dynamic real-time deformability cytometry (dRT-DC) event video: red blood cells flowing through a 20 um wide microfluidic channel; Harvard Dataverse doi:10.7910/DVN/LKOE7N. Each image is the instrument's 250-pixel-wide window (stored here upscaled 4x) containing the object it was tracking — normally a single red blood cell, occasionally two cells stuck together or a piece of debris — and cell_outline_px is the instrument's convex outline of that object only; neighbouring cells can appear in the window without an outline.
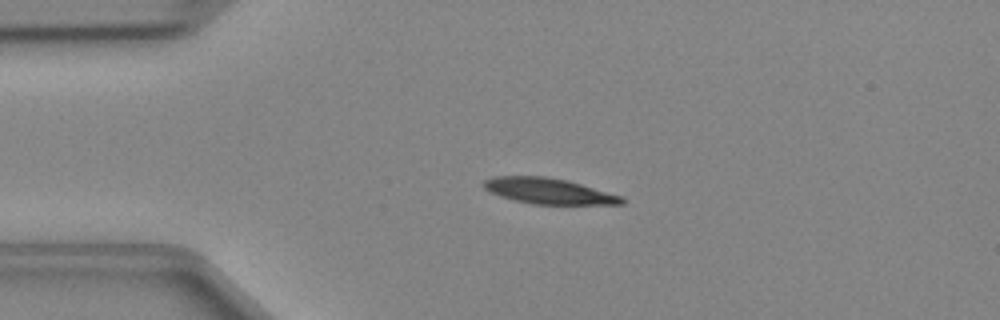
{"species": "Egyptian fruit bat (a non-hibernating species)", "species_latin": "Rousettus aegyptiacus", "temperature_condition": "cold", "stored_images_in_passage": 40, "camera_frame_rate_fps": 3000, "um_per_image_px": 0.085, "animal": {"sex": "female"}, "frame": {"image": 1, "passage_image": 10, "time_ms": 3.0, "image_size_px": [1000, 320], "cell_outline_px": [[624, 204], [532, 204], [500, 196], [484, 188], [484, 180], [492, 176], [544, 176], [568, 180], [624, 196]], "centroid_in_image_um": [46.67, 16.23], "position_along_channel_um": 38.3, "area_um2": 20.69}}
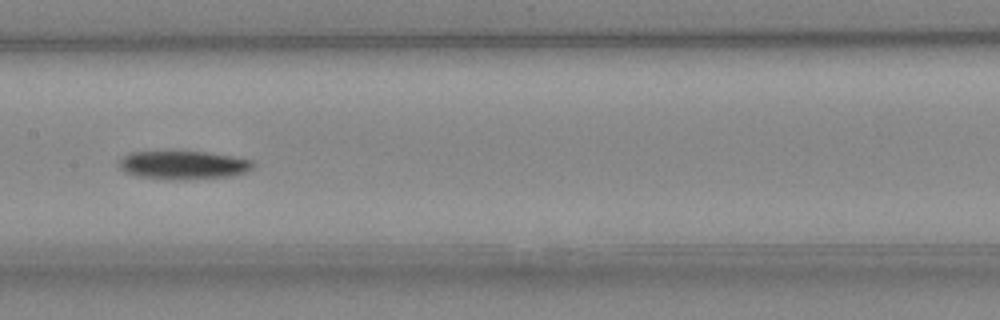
{"frame": {"image": 2, "passage_image": 23, "time_ms": 7.333, "image_size_px": [1000, 320], "cell_outline_px": [[256, 164], [252, 168], [244, 172], [232, 176], [180, 180], [172, 180], [136, 176], [124, 172], [120, 168], [120, 160], [124, 156], [132, 152], [208, 152], [232, 156], [252, 160]], "centroid_in_image_um": [15.6, 14.04], "position_along_channel_um": 191.8, "area_um2": 22.14}}
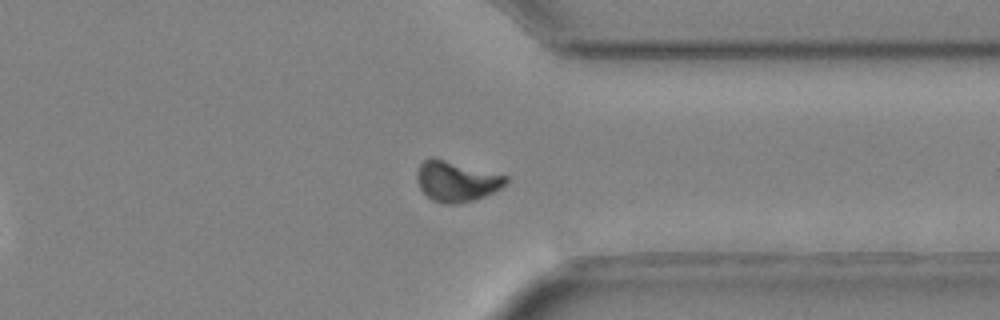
{"frame": {"image": 3, "passage_image": 36, "time_ms": 11.667, "image_size_px": [1000, 320], "cell_outline_px": [[508, 184], [496, 192], [476, 200], [456, 204], [444, 204], [432, 200], [420, 188], [416, 180], [416, 172], [420, 164], [428, 156], [432, 156], [508, 176]], "centroid_in_image_um": [38.81, 15.41], "position_along_channel_um": 372.6, "area_um2": 21.39}}